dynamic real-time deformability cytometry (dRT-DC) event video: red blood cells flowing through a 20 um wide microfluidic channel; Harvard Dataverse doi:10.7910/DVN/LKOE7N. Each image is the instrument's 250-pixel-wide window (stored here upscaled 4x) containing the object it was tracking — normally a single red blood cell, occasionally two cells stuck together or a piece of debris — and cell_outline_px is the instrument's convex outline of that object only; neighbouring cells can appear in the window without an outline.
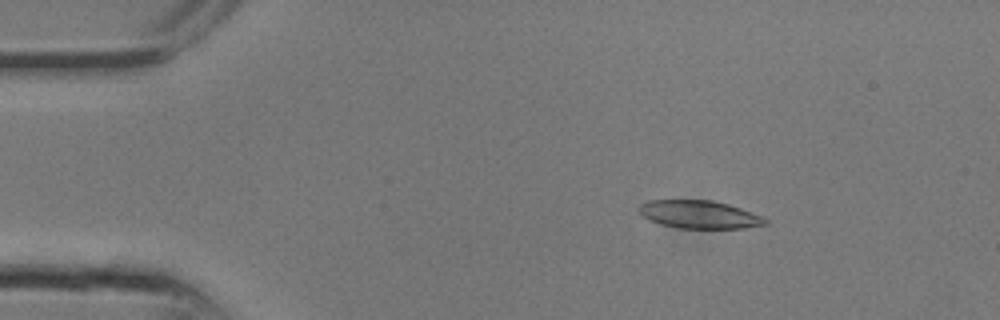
{"species": "common noctule bat (a hibernating species)", "species_latin": "Nyctalus noctula", "temperature_condition": "room temperature", "stored_images_in_passage": 10, "camera_frame_rate_fps": 3000, "um_per_image_px": 0.085, "animal": {"sex": "male", "body_mass_g": 13.3}, "frame": {"image": 1, "passage_image": 4, "time_ms": 1.0, "image_size_px": [1000, 320], "cell_outline_px": [[768, 224], [744, 228], [680, 228], [660, 224], [648, 220], [636, 208], [640, 204], [648, 200], [712, 200], [728, 204], [740, 208], [760, 216], [768, 220]], "centroid_in_image_um": [59.4, 18.23], "position_along_channel_um": 25.6, "area_um2": 20.52}}
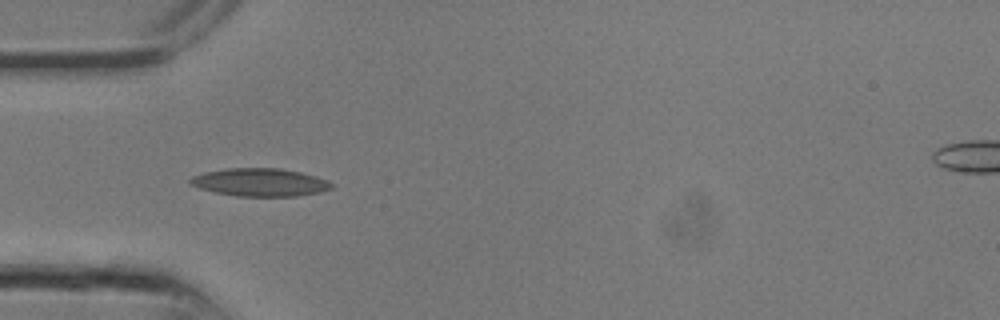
{"frame": {"image": 2, "passage_image": 8, "time_ms": 2.333, "image_size_px": [1000, 320], "cell_outline_px": [[332, 188], [320, 192], [296, 196], [236, 196], [216, 192], [200, 188], [188, 184], [188, 180], [192, 176], [204, 172], [228, 168], [280, 168], [300, 172], [316, 176], [328, 180], [332, 184]], "centroid_in_image_um": [22.08, 15.49], "position_along_channel_um": 62.9, "area_um2": 23.0}}